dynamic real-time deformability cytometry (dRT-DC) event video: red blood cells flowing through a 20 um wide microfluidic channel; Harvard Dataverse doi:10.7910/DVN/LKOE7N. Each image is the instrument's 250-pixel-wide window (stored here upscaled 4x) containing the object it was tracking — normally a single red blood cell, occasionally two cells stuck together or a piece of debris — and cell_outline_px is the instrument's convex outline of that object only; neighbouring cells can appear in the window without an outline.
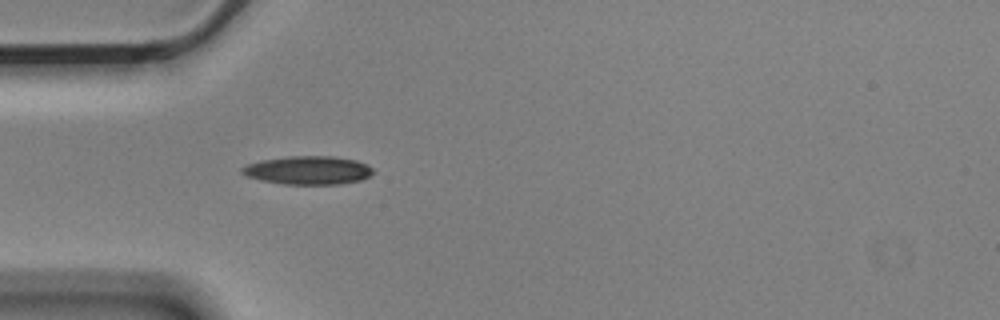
{"species": "Egyptian fruit bat (a non-hibernating species)", "species_latin": "Rousettus aegyptiacus", "temperature_condition": "cold", "stored_images_in_passage": 5, "camera_frame_rate_fps": 3000, "um_per_image_px": 0.085, "animal": {"sex": "male"}, "frame": {"image": 1, "passage_image": 5, "time_ms": 1.333, "image_size_px": [1000, 320], "cell_outline_px": [[376, 172], [360, 180], [340, 184], [284, 184], [264, 180], [248, 176], [240, 172], [240, 168], [248, 164], [260, 160], [288, 156], [332, 156], [356, 160], [368, 164]], "centroid_in_image_um": [26.22, 14.46], "position_along_channel_um": 58.8, "area_um2": 21.68}}